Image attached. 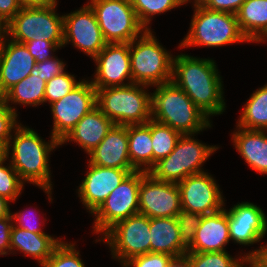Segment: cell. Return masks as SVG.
Returning a JSON list of instances; mask_svg holds the SVG:
<instances>
[{"label":"cell","instance_id":"obj_1","mask_svg":"<svg viewBox=\"0 0 267 267\" xmlns=\"http://www.w3.org/2000/svg\"><path fill=\"white\" fill-rule=\"evenodd\" d=\"M216 63L212 59L187 54L173 57L172 81L209 118L225 110L223 85Z\"/></svg>","mask_w":267,"mask_h":267},{"label":"cell","instance_id":"obj_2","mask_svg":"<svg viewBox=\"0 0 267 267\" xmlns=\"http://www.w3.org/2000/svg\"><path fill=\"white\" fill-rule=\"evenodd\" d=\"M13 132L14 137L10 138L6 147V157L9 158L10 150H12L10 164L17 171L19 178L23 182L27 181L42 188L52 201L49 153L59 146L60 142L53 136L49 140L50 143L45 142L36 131L22 124L18 125L15 130L13 129Z\"/></svg>","mask_w":267,"mask_h":267},{"label":"cell","instance_id":"obj_3","mask_svg":"<svg viewBox=\"0 0 267 267\" xmlns=\"http://www.w3.org/2000/svg\"><path fill=\"white\" fill-rule=\"evenodd\" d=\"M151 93V119L181 135H195L211 127L209 117L173 81L155 85Z\"/></svg>","mask_w":267,"mask_h":267},{"label":"cell","instance_id":"obj_4","mask_svg":"<svg viewBox=\"0 0 267 267\" xmlns=\"http://www.w3.org/2000/svg\"><path fill=\"white\" fill-rule=\"evenodd\" d=\"M145 87L132 83L96 89V105L115 125L146 124L151 120V94Z\"/></svg>","mask_w":267,"mask_h":267},{"label":"cell","instance_id":"obj_5","mask_svg":"<svg viewBox=\"0 0 267 267\" xmlns=\"http://www.w3.org/2000/svg\"><path fill=\"white\" fill-rule=\"evenodd\" d=\"M194 5L190 29L179 47H219L236 42H249L241 32L236 14L209 10L201 4Z\"/></svg>","mask_w":267,"mask_h":267},{"label":"cell","instance_id":"obj_6","mask_svg":"<svg viewBox=\"0 0 267 267\" xmlns=\"http://www.w3.org/2000/svg\"><path fill=\"white\" fill-rule=\"evenodd\" d=\"M129 53L132 83L155 86L172 81V54L160 45L151 30L129 43Z\"/></svg>","mask_w":267,"mask_h":267},{"label":"cell","instance_id":"obj_7","mask_svg":"<svg viewBox=\"0 0 267 267\" xmlns=\"http://www.w3.org/2000/svg\"><path fill=\"white\" fill-rule=\"evenodd\" d=\"M57 0L42 5H25L8 23L11 40L25 43L46 40L63 44V15L56 13Z\"/></svg>","mask_w":267,"mask_h":267},{"label":"cell","instance_id":"obj_8","mask_svg":"<svg viewBox=\"0 0 267 267\" xmlns=\"http://www.w3.org/2000/svg\"><path fill=\"white\" fill-rule=\"evenodd\" d=\"M192 136L195 135H181L174 150L155 163L148 173L156 180L178 183L190 175L204 172L202 164L219 147L203 144Z\"/></svg>","mask_w":267,"mask_h":267},{"label":"cell","instance_id":"obj_9","mask_svg":"<svg viewBox=\"0 0 267 267\" xmlns=\"http://www.w3.org/2000/svg\"><path fill=\"white\" fill-rule=\"evenodd\" d=\"M89 5L107 43H130L146 30L130 0H91Z\"/></svg>","mask_w":267,"mask_h":267},{"label":"cell","instance_id":"obj_10","mask_svg":"<svg viewBox=\"0 0 267 267\" xmlns=\"http://www.w3.org/2000/svg\"><path fill=\"white\" fill-rule=\"evenodd\" d=\"M145 171L130 173L93 213V231L104 235L119 221L139 213V189Z\"/></svg>","mask_w":267,"mask_h":267},{"label":"cell","instance_id":"obj_11","mask_svg":"<svg viewBox=\"0 0 267 267\" xmlns=\"http://www.w3.org/2000/svg\"><path fill=\"white\" fill-rule=\"evenodd\" d=\"M101 237L111 248L113 259L124 265L133 257L150 253V218L135 214L119 221Z\"/></svg>","mask_w":267,"mask_h":267},{"label":"cell","instance_id":"obj_12","mask_svg":"<svg viewBox=\"0 0 267 267\" xmlns=\"http://www.w3.org/2000/svg\"><path fill=\"white\" fill-rule=\"evenodd\" d=\"M50 105L54 120L51 136L61 142L97 106L96 88L90 80L82 79L70 93Z\"/></svg>","mask_w":267,"mask_h":267},{"label":"cell","instance_id":"obj_13","mask_svg":"<svg viewBox=\"0 0 267 267\" xmlns=\"http://www.w3.org/2000/svg\"><path fill=\"white\" fill-rule=\"evenodd\" d=\"M63 30V46L71 42L93 59L107 44L96 15L88 3L77 11L63 15Z\"/></svg>","mask_w":267,"mask_h":267},{"label":"cell","instance_id":"obj_14","mask_svg":"<svg viewBox=\"0 0 267 267\" xmlns=\"http://www.w3.org/2000/svg\"><path fill=\"white\" fill-rule=\"evenodd\" d=\"M181 210L177 183L154 179L147 173L139 189V213L148 218L176 217Z\"/></svg>","mask_w":267,"mask_h":267},{"label":"cell","instance_id":"obj_15","mask_svg":"<svg viewBox=\"0 0 267 267\" xmlns=\"http://www.w3.org/2000/svg\"><path fill=\"white\" fill-rule=\"evenodd\" d=\"M177 184L183 209L209 215L222 210L225 205L219 186L207 172L190 175Z\"/></svg>","mask_w":267,"mask_h":267},{"label":"cell","instance_id":"obj_16","mask_svg":"<svg viewBox=\"0 0 267 267\" xmlns=\"http://www.w3.org/2000/svg\"><path fill=\"white\" fill-rule=\"evenodd\" d=\"M93 60L97 68L91 83L96 89L132 84L129 43H107Z\"/></svg>","mask_w":267,"mask_h":267},{"label":"cell","instance_id":"obj_17","mask_svg":"<svg viewBox=\"0 0 267 267\" xmlns=\"http://www.w3.org/2000/svg\"><path fill=\"white\" fill-rule=\"evenodd\" d=\"M135 171L137 170L108 168L88 163L87 175L78 189L81 202L88 212L93 214L110 193Z\"/></svg>","mask_w":267,"mask_h":267},{"label":"cell","instance_id":"obj_18","mask_svg":"<svg viewBox=\"0 0 267 267\" xmlns=\"http://www.w3.org/2000/svg\"><path fill=\"white\" fill-rule=\"evenodd\" d=\"M227 213L230 240L250 246L260 242L267 234V217L257 205L237 203Z\"/></svg>","mask_w":267,"mask_h":267},{"label":"cell","instance_id":"obj_19","mask_svg":"<svg viewBox=\"0 0 267 267\" xmlns=\"http://www.w3.org/2000/svg\"><path fill=\"white\" fill-rule=\"evenodd\" d=\"M35 66L36 60L24 44L5 39L0 55V98Z\"/></svg>","mask_w":267,"mask_h":267},{"label":"cell","instance_id":"obj_20","mask_svg":"<svg viewBox=\"0 0 267 267\" xmlns=\"http://www.w3.org/2000/svg\"><path fill=\"white\" fill-rule=\"evenodd\" d=\"M89 163L119 169H135L129 158L127 126L113 125L99 145L88 154Z\"/></svg>","mask_w":267,"mask_h":267},{"label":"cell","instance_id":"obj_21","mask_svg":"<svg viewBox=\"0 0 267 267\" xmlns=\"http://www.w3.org/2000/svg\"><path fill=\"white\" fill-rule=\"evenodd\" d=\"M230 241L228 213L222 210L203 215L200 226L195 233L193 243L187 248V253L222 252Z\"/></svg>","mask_w":267,"mask_h":267},{"label":"cell","instance_id":"obj_22","mask_svg":"<svg viewBox=\"0 0 267 267\" xmlns=\"http://www.w3.org/2000/svg\"><path fill=\"white\" fill-rule=\"evenodd\" d=\"M113 125L114 123L96 106L74 126L60 145L74 141L89 154L104 139Z\"/></svg>","mask_w":267,"mask_h":267},{"label":"cell","instance_id":"obj_23","mask_svg":"<svg viewBox=\"0 0 267 267\" xmlns=\"http://www.w3.org/2000/svg\"><path fill=\"white\" fill-rule=\"evenodd\" d=\"M150 252L185 256L187 248L182 244L176 217L150 218Z\"/></svg>","mask_w":267,"mask_h":267},{"label":"cell","instance_id":"obj_24","mask_svg":"<svg viewBox=\"0 0 267 267\" xmlns=\"http://www.w3.org/2000/svg\"><path fill=\"white\" fill-rule=\"evenodd\" d=\"M233 132V143L251 169L267 175V133L237 127Z\"/></svg>","mask_w":267,"mask_h":267},{"label":"cell","instance_id":"obj_25","mask_svg":"<svg viewBox=\"0 0 267 267\" xmlns=\"http://www.w3.org/2000/svg\"><path fill=\"white\" fill-rule=\"evenodd\" d=\"M61 240L49 234H36L26 229L12 226L10 253L20 250L24 254L36 259L40 266L52 255Z\"/></svg>","mask_w":267,"mask_h":267},{"label":"cell","instance_id":"obj_26","mask_svg":"<svg viewBox=\"0 0 267 267\" xmlns=\"http://www.w3.org/2000/svg\"><path fill=\"white\" fill-rule=\"evenodd\" d=\"M236 18L248 41L260 42L267 34V0H245Z\"/></svg>","mask_w":267,"mask_h":267},{"label":"cell","instance_id":"obj_27","mask_svg":"<svg viewBox=\"0 0 267 267\" xmlns=\"http://www.w3.org/2000/svg\"><path fill=\"white\" fill-rule=\"evenodd\" d=\"M127 135L131 165L137 171L148 172L153 167L150 120L146 124L128 125Z\"/></svg>","mask_w":267,"mask_h":267},{"label":"cell","instance_id":"obj_28","mask_svg":"<svg viewBox=\"0 0 267 267\" xmlns=\"http://www.w3.org/2000/svg\"><path fill=\"white\" fill-rule=\"evenodd\" d=\"M38 69L35 66L30 75L22 79L19 83L12 86L1 98L6 105L23 104L30 106H38L44 103V92L46 87V81L42 79L38 74Z\"/></svg>","mask_w":267,"mask_h":267},{"label":"cell","instance_id":"obj_29","mask_svg":"<svg viewBox=\"0 0 267 267\" xmlns=\"http://www.w3.org/2000/svg\"><path fill=\"white\" fill-rule=\"evenodd\" d=\"M237 123L243 129L267 131V84L251 94Z\"/></svg>","mask_w":267,"mask_h":267},{"label":"cell","instance_id":"obj_30","mask_svg":"<svg viewBox=\"0 0 267 267\" xmlns=\"http://www.w3.org/2000/svg\"><path fill=\"white\" fill-rule=\"evenodd\" d=\"M150 132L153 147V166L166 158L175 148L181 134L170 126L150 120Z\"/></svg>","mask_w":267,"mask_h":267},{"label":"cell","instance_id":"obj_31","mask_svg":"<svg viewBox=\"0 0 267 267\" xmlns=\"http://www.w3.org/2000/svg\"><path fill=\"white\" fill-rule=\"evenodd\" d=\"M140 24L146 29L151 21V16L161 14L183 5L182 0H130Z\"/></svg>","mask_w":267,"mask_h":267},{"label":"cell","instance_id":"obj_32","mask_svg":"<svg viewBox=\"0 0 267 267\" xmlns=\"http://www.w3.org/2000/svg\"><path fill=\"white\" fill-rule=\"evenodd\" d=\"M191 267H240L247 258H232L226 251L186 253L184 256Z\"/></svg>","mask_w":267,"mask_h":267},{"label":"cell","instance_id":"obj_33","mask_svg":"<svg viewBox=\"0 0 267 267\" xmlns=\"http://www.w3.org/2000/svg\"><path fill=\"white\" fill-rule=\"evenodd\" d=\"M79 251L72 243L61 242L52 255L41 265L42 267H85L79 257Z\"/></svg>","mask_w":267,"mask_h":267},{"label":"cell","instance_id":"obj_34","mask_svg":"<svg viewBox=\"0 0 267 267\" xmlns=\"http://www.w3.org/2000/svg\"><path fill=\"white\" fill-rule=\"evenodd\" d=\"M7 157L0 162V196L5 197L9 201L13 202L19 197L23 190L24 182L19 178L17 171L12 167L4 166Z\"/></svg>","mask_w":267,"mask_h":267},{"label":"cell","instance_id":"obj_35","mask_svg":"<svg viewBox=\"0 0 267 267\" xmlns=\"http://www.w3.org/2000/svg\"><path fill=\"white\" fill-rule=\"evenodd\" d=\"M79 83L80 81L77 82L74 75L64 71L46 82L44 102L48 101L51 104L58 101L70 93Z\"/></svg>","mask_w":267,"mask_h":267},{"label":"cell","instance_id":"obj_36","mask_svg":"<svg viewBox=\"0 0 267 267\" xmlns=\"http://www.w3.org/2000/svg\"><path fill=\"white\" fill-rule=\"evenodd\" d=\"M203 215L193 213L189 210L181 208L176 216L178 222V229L182 244L188 248L195 239V233L200 226Z\"/></svg>","mask_w":267,"mask_h":267},{"label":"cell","instance_id":"obj_37","mask_svg":"<svg viewBox=\"0 0 267 267\" xmlns=\"http://www.w3.org/2000/svg\"><path fill=\"white\" fill-rule=\"evenodd\" d=\"M18 117L15 108L6 105L2 98H0V145L7 147L11 135L12 129L16 128L19 123L16 120Z\"/></svg>","mask_w":267,"mask_h":267},{"label":"cell","instance_id":"obj_38","mask_svg":"<svg viewBox=\"0 0 267 267\" xmlns=\"http://www.w3.org/2000/svg\"><path fill=\"white\" fill-rule=\"evenodd\" d=\"M174 257L166 253H146L128 260L123 267H169Z\"/></svg>","mask_w":267,"mask_h":267},{"label":"cell","instance_id":"obj_39","mask_svg":"<svg viewBox=\"0 0 267 267\" xmlns=\"http://www.w3.org/2000/svg\"><path fill=\"white\" fill-rule=\"evenodd\" d=\"M22 44L26 46L29 53L36 60V63L55 57L51 55L52 51L55 52L56 49L63 47V44H53L52 42L46 40H32Z\"/></svg>","mask_w":267,"mask_h":267},{"label":"cell","instance_id":"obj_40","mask_svg":"<svg viewBox=\"0 0 267 267\" xmlns=\"http://www.w3.org/2000/svg\"><path fill=\"white\" fill-rule=\"evenodd\" d=\"M36 67L38 69L37 74L47 82L64 72L65 63L55 56L42 62H37Z\"/></svg>","mask_w":267,"mask_h":267},{"label":"cell","instance_id":"obj_41","mask_svg":"<svg viewBox=\"0 0 267 267\" xmlns=\"http://www.w3.org/2000/svg\"><path fill=\"white\" fill-rule=\"evenodd\" d=\"M245 0H203L202 6L209 10L236 14Z\"/></svg>","mask_w":267,"mask_h":267},{"label":"cell","instance_id":"obj_42","mask_svg":"<svg viewBox=\"0 0 267 267\" xmlns=\"http://www.w3.org/2000/svg\"><path fill=\"white\" fill-rule=\"evenodd\" d=\"M12 216L0 218V255L10 252L11 231L14 222Z\"/></svg>","mask_w":267,"mask_h":267},{"label":"cell","instance_id":"obj_43","mask_svg":"<svg viewBox=\"0 0 267 267\" xmlns=\"http://www.w3.org/2000/svg\"><path fill=\"white\" fill-rule=\"evenodd\" d=\"M25 211V212H24ZM24 211H19L18 213H11L12 220L15 221L14 225L15 227L23 228L26 229L27 231L36 233V234H46L45 232L42 231V227H39L37 223L34 224L33 217L30 214V212H27V210ZM36 215V214H35Z\"/></svg>","mask_w":267,"mask_h":267},{"label":"cell","instance_id":"obj_44","mask_svg":"<svg viewBox=\"0 0 267 267\" xmlns=\"http://www.w3.org/2000/svg\"><path fill=\"white\" fill-rule=\"evenodd\" d=\"M22 7L23 4L19 0H0V15L9 22Z\"/></svg>","mask_w":267,"mask_h":267},{"label":"cell","instance_id":"obj_45","mask_svg":"<svg viewBox=\"0 0 267 267\" xmlns=\"http://www.w3.org/2000/svg\"><path fill=\"white\" fill-rule=\"evenodd\" d=\"M245 257L247 259H255L261 267H267V246L261 245L259 249L246 253Z\"/></svg>","mask_w":267,"mask_h":267},{"label":"cell","instance_id":"obj_46","mask_svg":"<svg viewBox=\"0 0 267 267\" xmlns=\"http://www.w3.org/2000/svg\"><path fill=\"white\" fill-rule=\"evenodd\" d=\"M9 200L3 196H0V218L11 215Z\"/></svg>","mask_w":267,"mask_h":267},{"label":"cell","instance_id":"obj_47","mask_svg":"<svg viewBox=\"0 0 267 267\" xmlns=\"http://www.w3.org/2000/svg\"><path fill=\"white\" fill-rule=\"evenodd\" d=\"M8 21H6L1 15H0V40H4L5 38H8ZM7 36V37H5Z\"/></svg>","mask_w":267,"mask_h":267},{"label":"cell","instance_id":"obj_48","mask_svg":"<svg viewBox=\"0 0 267 267\" xmlns=\"http://www.w3.org/2000/svg\"><path fill=\"white\" fill-rule=\"evenodd\" d=\"M23 6L25 5H42L47 4L55 0H19Z\"/></svg>","mask_w":267,"mask_h":267},{"label":"cell","instance_id":"obj_49","mask_svg":"<svg viewBox=\"0 0 267 267\" xmlns=\"http://www.w3.org/2000/svg\"><path fill=\"white\" fill-rule=\"evenodd\" d=\"M174 267H191L185 257L174 258Z\"/></svg>","mask_w":267,"mask_h":267},{"label":"cell","instance_id":"obj_50","mask_svg":"<svg viewBox=\"0 0 267 267\" xmlns=\"http://www.w3.org/2000/svg\"><path fill=\"white\" fill-rule=\"evenodd\" d=\"M246 263L249 264L250 267H261V266L255 261V259H247V260L245 261L244 264H246ZM244 264H242L240 267H243Z\"/></svg>","mask_w":267,"mask_h":267},{"label":"cell","instance_id":"obj_51","mask_svg":"<svg viewBox=\"0 0 267 267\" xmlns=\"http://www.w3.org/2000/svg\"><path fill=\"white\" fill-rule=\"evenodd\" d=\"M6 158V148L0 145V162Z\"/></svg>","mask_w":267,"mask_h":267},{"label":"cell","instance_id":"obj_52","mask_svg":"<svg viewBox=\"0 0 267 267\" xmlns=\"http://www.w3.org/2000/svg\"><path fill=\"white\" fill-rule=\"evenodd\" d=\"M182 1H183V4H184V3H187L190 0H182ZM202 2H203V0H194V4H201Z\"/></svg>","mask_w":267,"mask_h":267},{"label":"cell","instance_id":"obj_53","mask_svg":"<svg viewBox=\"0 0 267 267\" xmlns=\"http://www.w3.org/2000/svg\"><path fill=\"white\" fill-rule=\"evenodd\" d=\"M5 40H0V55H1V51H2V46Z\"/></svg>","mask_w":267,"mask_h":267},{"label":"cell","instance_id":"obj_54","mask_svg":"<svg viewBox=\"0 0 267 267\" xmlns=\"http://www.w3.org/2000/svg\"><path fill=\"white\" fill-rule=\"evenodd\" d=\"M265 38H263L260 42H264V41H267L265 40L267 38V34L264 36Z\"/></svg>","mask_w":267,"mask_h":267},{"label":"cell","instance_id":"obj_55","mask_svg":"<svg viewBox=\"0 0 267 267\" xmlns=\"http://www.w3.org/2000/svg\"><path fill=\"white\" fill-rule=\"evenodd\" d=\"M169 267H174V260L171 262Z\"/></svg>","mask_w":267,"mask_h":267}]
</instances>
